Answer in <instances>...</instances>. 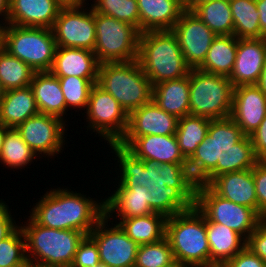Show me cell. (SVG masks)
<instances>
[{
  "mask_svg": "<svg viewBox=\"0 0 266 267\" xmlns=\"http://www.w3.org/2000/svg\"><path fill=\"white\" fill-rule=\"evenodd\" d=\"M217 36L234 35V21L229 0H211L197 5L193 10Z\"/></svg>",
  "mask_w": 266,
  "mask_h": 267,
  "instance_id": "1f68e13d",
  "label": "cell"
},
{
  "mask_svg": "<svg viewBox=\"0 0 266 267\" xmlns=\"http://www.w3.org/2000/svg\"><path fill=\"white\" fill-rule=\"evenodd\" d=\"M109 223V224H108ZM104 216L89 233L99 249L100 263L108 267H134L139 245Z\"/></svg>",
  "mask_w": 266,
  "mask_h": 267,
  "instance_id": "9a60e30c",
  "label": "cell"
},
{
  "mask_svg": "<svg viewBox=\"0 0 266 267\" xmlns=\"http://www.w3.org/2000/svg\"><path fill=\"white\" fill-rule=\"evenodd\" d=\"M24 267H45V266L35 265L28 262Z\"/></svg>",
  "mask_w": 266,
  "mask_h": 267,
  "instance_id": "91938a15",
  "label": "cell"
},
{
  "mask_svg": "<svg viewBox=\"0 0 266 267\" xmlns=\"http://www.w3.org/2000/svg\"><path fill=\"white\" fill-rule=\"evenodd\" d=\"M9 0H0V28L8 24Z\"/></svg>",
  "mask_w": 266,
  "mask_h": 267,
  "instance_id": "816d5d0a",
  "label": "cell"
},
{
  "mask_svg": "<svg viewBox=\"0 0 266 267\" xmlns=\"http://www.w3.org/2000/svg\"><path fill=\"white\" fill-rule=\"evenodd\" d=\"M256 85L266 95V58H265V62H264V66H263L262 72L260 74L259 80H258Z\"/></svg>",
  "mask_w": 266,
  "mask_h": 267,
  "instance_id": "db71d44e",
  "label": "cell"
},
{
  "mask_svg": "<svg viewBox=\"0 0 266 267\" xmlns=\"http://www.w3.org/2000/svg\"><path fill=\"white\" fill-rule=\"evenodd\" d=\"M118 144L125 147L136 158L151 159L158 164H178L184 157L175 134L122 137Z\"/></svg>",
  "mask_w": 266,
  "mask_h": 267,
  "instance_id": "ac0fdd59",
  "label": "cell"
},
{
  "mask_svg": "<svg viewBox=\"0 0 266 267\" xmlns=\"http://www.w3.org/2000/svg\"><path fill=\"white\" fill-rule=\"evenodd\" d=\"M61 8L52 27L57 47L94 51L96 29L91 6Z\"/></svg>",
  "mask_w": 266,
  "mask_h": 267,
  "instance_id": "5bb4252c",
  "label": "cell"
},
{
  "mask_svg": "<svg viewBox=\"0 0 266 267\" xmlns=\"http://www.w3.org/2000/svg\"><path fill=\"white\" fill-rule=\"evenodd\" d=\"M62 8L84 7L89 5L88 0H56Z\"/></svg>",
  "mask_w": 266,
  "mask_h": 267,
  "instance_id": "f5cc1de1",
  "label": "cell"
},
{
  "mask_svg": "<svg viewBox=\"0 0 266 267\" xmlns=\"http://www.w3.org/2000/svg\"><path fill=\"white\" fill-rule=\"evenodd\" d=\"M152 100L168 114L178 119L190 114L189 73L183 78L153 85Z\"/></svg>",
  "mask_w": 266,
  "mask_h": 267,
  "instance_id": "f1b7e54d",
  "label": "cell"
},
{
  "mask_svg": "<svg viewBox=\"0 0 266 267\" xmlns=\"http://www.w3.org/2000/svg\"><path fill=\"white\" fill-rule=\"evenodd\" d=\"M178 165L182 182L195 196L212 188L211 174L199 160L184 156Z\"/></svg>",
  "mask_w": 266,
  "mask_h": 267,
  "instance_id": "f35d334b",
  "label": "cell"
},
{
  "mask_svg": "<svg viewBox=\"0 0 266 267\" xmlns=\"http://www.w3.org/2000/svg\"><path fill=\"white\" fill-rule=\"evenodd\" d=\"M234 21V36L238 39L261 38L259 13L255 0H229Z\"/></svg>",
  "mask_w": 266,
  "mask_h": 267,
  "instance_id": "e575fe53",
  "label": "cell"
},
{
  "mask_svg": "<svg viewBox=\"0 0 266 267\" xmlns=\"http://www.w3.org/2000/svg\"><path fill=\"white\" fill-rule=\"evenodd\" d=\"M4 89L2 88V86H1V83H0V102H1V100H2V98H3V95H4Z\"/></svg>",
  "mask_w": 266,
  "mask_h": 267,
  "instance_id": "94428289",
  "label": "cell"
},
{
  "mask_svg": "<svg viewBox=\"0 0 266 267\" xmlns=\"http://www.w3.org/2000/svg\"><path fill=\"white\" fill-rule=\"evenodd\" d=\"M99 263L98 246L95 241L87 235L79 243L73 263L70 267H95Z\"/></svg>",
  "mask_w": 266,
  "mask_h": 267,
  "instance_id": "ee69618b",
  "label": "cell"
},
{
  "mask_svg": "<svg viewBox=\"0 0 266 267\" xmlns=\"http://www.w3.org/2000/svg\"><path fill=\"white\" fill-rule=\"evenodd\" d=\"M244 136L241 128L230 117L210 120L208 134L192 157L199 160L214 179L226 173V153Z\"/></svg>",
  "mask_w": 266,
  "mask_h": 267,
  "instance_id": "7c38bea8",
  "label": "cell"
},
{
  "mask_svg": "<svg viewBox=\"0 0 266 267\" xmlns=\"http://www.w3.org/2000/svg\"><path fill=\"white\" fill-rule=\"evenodd\" d=\"M27 263L25 236L19 226L9 237L0 241V267H24Z\"/></svg>",
  "mask_w": 266,
  "mask_h": 267,
  "instance_id": "b9f144b4",
  "label": "cell"
},
{
  "mask_svg": "<svg viewBox=\"0 0 266 267\" xmlns=\"http://www.w3.org/2000/svg\"><path fill=\"white\" fill-rule=\"evenodd\" d=\"M138 61L152 85L183 78L191 69L172 30L140 33Z\"/></svg>",
  "mask_w": 266,
  "mask_h": 267,
  "instance_id": "3957f363",
  "label": "cell"
},
{
  "mask_svg": "<svg viewBox=\"0 0 266 267\" xmlns=\"http://www.w3.org/2000/svg\"><path fill=\"white\" fill-rule=\"evenodd\" d=\"M246 246L266 263V221L264 219L250 234Z\"/></svg>",
  "mask_w": 266,
  "mask_h": 267,
  "instance_id": "bcb514c9",
  "label": "cell"
},
{
  "mask_svg": "<svg viewBox=\"0 0 266 267\" xmlns=\"http://www.w3.org/2000/svg\"><path fill=\"white\" fill-rule=\"evenodd\" d=\"M40 198L29 214L37 224L48 228L78 230L87 236L105 216L104 199L87 197L69 187L47 189Z\"/></svg>",
  "mask_w": 266,
  "mask_h": 267,
  "instance_id": "6da1fadb",
  "label": "cell"
},
{
  "mask_svg": "<svg viewBox=\"0 0 266 267\" xmlns=\"http://www.w3.org/2000/svg\"><path fill=\"white\" fill-rule=\"evenodd\" d=\"M99 65L91 50L57 47L50 72L56 77L98 78Z\"/></svg>",
  "mask_w": 266,
  "mask_h": 267,
  "instance_id": "603a6c76",
  "label": "cell"
},
{
  "mask_svg": "<svg viewBox=\"0 0 266 267\" xmlns=\"http://www.w3.org/2000/svg\"><path fill=\"white\" fill-rule=\"evenodd\" d=\"M36 153L21 138L15 128H9L5 132L3 147L0 153V163L5 168L23 170L37 159ZM23 168V169H22Z\"/></svg>",
  "mask_w": 266,
  "mask_h": 267,
  "instance_id": "d6a6232c",
  "label": "cell"
},
{
  "mask_svg": "<svg viewBox=\"0 0 266 267\" xmlns=\"http://www.w3.org/2000/svg\"><path fill=\"white\" fill-rule=\"evenodd\" d=\"M210 120L190 114L178 119L175 136L184 156H192L198 145L206 138Z\"/></svg>",
  "mask_w": 266,
  "mask_h": 267,
  "instance_id": "836d02e7",
  "label": "cell"
},
{
  "mask_svg": "<svg viewBox=\"0 0 266 267\" xmlns=\"http://www.w3.org/2000/svg\"><path fill=\"white\" fill-rule=\"evenodd\" d=\"M255 156L259 160L266 157V116L259 127L250 135Z\"/></svg>",
  "mask_w": 266,
  "mask_h": 267,
  "instance_id": "681fc988",
  "label": "cell"
},
{
  "mask_svg": "<svg viewBox=\"0 0 266 267\" xmlns=\"http://www.w3.org/2000/svg\"><path fill=\"white\" fill-rule=\"evenodd\" d=\"M206 234L210 247V267H223L246 247L247 240L226 225L206 219Z\"/></svg>",
  "mask_w": 266,
  "mask_h": 267,
  "instance_id": "4316f807",
  "label": "cell"
},
{
  "mask_svg": "<svg viewBox=\"0 0 266 267\" xmlns=\"http://www.w3.org/2000/svg\"><path fill=\"white\" fill-rule=\"evenodd\" d=\"M81 113L86 114V132H94V137H101L107 144L118 143L126 132L129 114L97 83L91 88L86 111Z\"/></svg>",
  "mask_w": 266,
  "mask_h": 267,
  "instance_id": "30bf717a",
  "label": "cell"
},
{
  "mask_svg": "<svg viewBox=\"0 0 266 267\" xmlns=\"http://www.w3.org/2000/svg\"><path fill=\"white\" fill-rule=\"evenodd\" d=\"M177 126L178 118L168 114L152 100L129 113L128 126L123 137L174 135Z\"/></svg>",
  "mask_w": 266,
  "mask_h": 267,
  "instance_id": "ffe728a7",
  "label": "cell"
},
{
  "mask_svg": "<svg viewBox=\"0 0 266 267\" xmlns=\"http://www.w3.org/2000/svg\"><path fill=\"white\" fill-rule=\"evenodd\" d=\"M257 197V213L266 217V162L259 160L252 168Z\"/></svg>",
  "mask_w": 266,
  "mask_h": 267,
  "instance_id": "f6af8a7d",
  "label": "cell"
},
{
  "mask_svg": "<svg viewBox=\"0 0 266 267\" xmlns=\"http://www.w3.org/2000/svg\"><path fill=\"white\" fill-rule=\"evenodd\" d=\"M30 86L40 113L57 116L65 122L68 121L69 113L67 112L70 110L66 107L58 77L50 71L35 72Z\"/></svg>",
  "mask_w": 266,
  "mask_h": 267,
  "instance_id": "484cf974",
  "label": "cell"
},
{
  "mask_svg": "<svg viewBox=\"0 0 266 267\" xmlns=\"http://www.w3.org/2000/svg\"><path fill=\"white\" fill-rule=\"evenodd\" d=\"M111 152L114 153V160H117L119 168L115 183L121 187L145 186L152 189L164 188L166 186L176 188L193 206L196 196L184 185L179 174V165L173 163L158 164L156 161L148 159H138L125 147L118 143L107 144Z\"/></svg>",
  "mask_w": 266,
  "mask_h": 267,
  "instance_id": "7a4b0ae2",
  "label": "cell"
},
{
  "mask_svg": "<svg viewBox=\"0 0 266 267\" xmlns=\"http://www.w3.org/2000/svg\"><path fill=\"white\" fill-rule=\"evenodd\" d=\"M266 58V38L238 39L236 59L228 77L234 87L256 85Z\"/></svg>",
  "mask_w": 266,
  "mask_h": 267,
  "instance_id": "d6986e66",
  "label": "cell"
},
{
  "mask_svg": "<svg viewBox=\"0 0 266 267\" xmlns=\"http://www.w3.org/2000/svg\"><path fill=\"white\" fill-rule=\"evenodd\" d=\"M97 84L129 114L152 101L153 85L138 60L99 65Z\"/></svg>",
  "mask_w": 266,
  "mask_h": 267,
  "instance_id": "8992f818",
  "label": "cell"
},
{
  "mask_svg": "<svg viewBox=\"0 0 266 267\" xmlns=\"http://www.w3.org/2000/svg\"><path fill=\"white\" fill-rule=\"evenodd\" d=\"M58 79L67 109H76V112L86 111L91 88L97 83L98 78L69 76L58 77Z\"/></svg>",
  "mask_w": 266,
  "mask_h": 267,
  "instance_id": "74e56055",
  "label": "cell"
},
{
  "mask_svg": "<svg viewBox=\"0 0 266 267\" xmlns=\"http://www.w3.org/2000/svg\"><path fill=\"white\" fill-rule=\"evenodd\" d=\"M33 69L6 50L0 51V83L4 91L27 87L34 75Z\"/></svg>",
  "mask_w": 266,
  "mask_h": 267,
  "instance_id": "d590c367",
  "label": "cell"
},
{
  "mask_svg": "<svg viewBox=\"0 0 266 267\" xmlns=\"http://www.w3.org/2000/svg\"><path fill=\"white\" fill-rule=\"evenodd\" d=\"M165 267H188L185 264L180 263L179 261L175 260L174 262H172L171 264L165 266Z\"/></svg>",
  "mask_w": 266,
  "mask_h": 267,
  "instance_id": "6f0895ef",
  "label": "cell"
},
{
  "mask_svg": "<svg viewBox=\"0 0 266 267\" xmlns=\"http://www.w3.org/2000/svg\"><path fill=\"white\" fill-rule=\"evenodd\" d=\"M6 201L0 199V241L9 237L20 225L12 216ZM18 224V225H17Z\"/></svg>",
  "mask_w": 266,
  "mask_h": 267,
  "instance_id": "c3c4849f",
  "label": "cell"
},
{
  "mask_svg": "<svg viewBox=\"0 0 266 267\" xmlns=\"http://www.w3.org/2000/svg\"><path fill=\"white\" fill-rule=\"evenodd\" d=\"M238 38L234 35L216 36L204 62L197 68L209 74L229 77L235 63Z\"/></svg>",
  "mask_w": 266,
  "mask_h": 267,
  "instance_id": "4dcf8cb0",
  "label": "cell"
},
{
  "mask_svg": "<svg viewBox=\"0 0 266 267\" xmlns=\"http://www.w3.org/2000/svg\"><path fill=\"white\" fill-rule=\"evenodd\" d=\"M20 227L29 263L45 267H70L79 243L86 236L78 230H59L37 224L30 216ZM24 223V224H23Z\"/></svg>",
  "mask_w": 266,
  "mask_h": 267,
  "instance_id": "277c9868",
  "label": "cell"
},
{
  "mask_svg": "<svg viewBox=\"0 0 266 267\" xmlns=\"http://www.w3.org/2000/svg\"><path fill=\"white\" fill-rule=\"evenodd\" d=\"M186 64L197 69L205 60L216 34L192 11L185 9L174 25Z\"/></svg>",
  "mask_w": 266,
  "mask_h": 267,
  "instance_id": "2e32d148",
  "label": "cell"
},
{
  "mask_svg": "<svg viewBox=\"0 0 266 267\" xmlns=\"http://www.w3.org/2000/svg\"><path fill=\"white\" fill-rule=\"evenodd\" d=\"M57 45L52 29L7 24L3 49L28 64L34 72L50 71Z\"/></svg>",
  "mask_w": 266,
  "mask_h": 267,
  "instance_id": "52a82bcc",
  "label": "cell"
},
{
  "mask_svg": "<svg viewBox=\"0 0 266 267\" xmlns=\"http://www.w3.org/2000/svg\"><path fill=\"white\" fill-rule=\"evenodd\" d=\"M94 12L114 17L134 26L140 32V15L137 0H91Z\"/></svg>",
  "mask_w": 266,
  "mask_h": 267,
  "instance_id": "ab89813d",
  "label": "cell"
},
{
  "mask_svg": "<svg viewBox=\"0 0 266 267\" xmlns=\"http://www.w3.org/2000/svg\"><path fill=\"white\" fill-rule=\"evenodd\" d=\"M190 115L211 120L228 118L234 86L226 76L190 69Z\"/></svg>",
  "mask_w": 266,
  "mask_h": 267,
  "instance_id": "ba28073f",
  "label": "cell"
},
{
  "mask_svg": "<svg viewBox=\"0 0 266 267\" xmlns=\"http://www.w3.org/2000/svg\"><path fill=\"white\" fill-rule=\"evenodd\" d=\"M68 124L61 118L39 113L29 117L15 129L21 138L42 160H55L54 156L62 153L66 145ZM67 126V127H66ZM41 154V155H40ZM50 158V159H48Z\"/></svg>",
  "mask_w": 266,
  "mask_h": 267,
  "instance_id": "4fadbf2b",
  "label": "cell"
},
{
  "mask_svg": "<svg viewBox=\"0 0 266 267\" xmlns=\"http://www.w3.org/2000/svg\"><path fill=\"white\" fill-rule=\"evenodd\" d=\"M217 195L257 212V197L252 169L221 174L211 188Z\"/></svg>",
  "mask_w": 266,
  "mask_h": 267,
  "instance_id": "cb8c5ba5",
  "label": "cell"
},
{
  "mask_svg": "<svg viewBox=\"0 0 266 267\" xmlns=\"http://www.w3.org/2000/svg\"><path fill=\"white\" fill-rule=\"evenodd\" d=\"M95 267H108L107 265L105 264H102V263H99L98 265H96Z\"/></svg>",
  "mask_w": 266,
  "mask_h": 267,
  "instance_id": "6125c7cd",
  "label": "cell"
},
{
  "mask_svg": "<svg viewBox=\"0 0 266 267\" xmlns=\"http://www.w3.org/2000/svg\"><path fill=\"white\" fill-rule=\"evenodd\" d=\"M150 196L148 204L155 212L166 218L189 210L193 205L176 189L166 186L164 188H147Z\"/></svg>",
  "mask_w": 266,
  "mask_h": 267,
  "instance_id": "8d00e7d4",
  "label": "cell"
},
{
  "mask_svg": "<svg viewBox=\"0 0 266 267\" xmlns=\"http://www.w3.org/2000/svg\"><path fill=\"white\" fill-rule=\"evenodd\" d=\"M258 161L250 136H244L226 153V173L252 169Z\"/></svg>",
  "mask_w": 266,
  "mask_h": 267,
  "instance_id": "7bdbcfd3",
  "label": "cell"
},
{
  "mask_svg": "<svg viewBox=\"0 0 266 267\" xmlns=\"http://www.w3.org/2000/svg\"><path fill=\"white\" fill-rule=\"evenodd\" d=\"M166 217L159 213L131 218H117V223L127 236L138 245L150 244L165 237ZM119 222H118V221Z\"/></svg>",
  "mask_w": 266,
  "mask_h": 267,
  "instance_id": "f546056e",
  "label": "cell"
},
{
  "mask_svg": "<svg viewBox=\"0 0 266 267\" xmlns=\"http://www.w3.org/2000/svg\"><path fill=\"white\" fill-rule=\"evenodd\" d=\"M165 237L175 260L188 267H210L206 218L195 205L166 219Z\"/></svg>",
  "mask_w": 266,
  "mask_h": 267,
  "instance_id": "5b68a950",
  "label": "cell"
},
{
  "mask_svg": "<svg viewBox=\"0 0 266 267\" xmlns=\"http://www.w3.org/2000/svg\"><path fill=\"white\" fill-rule=\"evenodd\" d=\"M261 29V38H266V0H255Z\"/></svg>",
  "mask_w": 266,
  "mask_h": 267,
  "instance_id": "f907efd6",
  "label": "cell"
},
{
  "mask_svg": "<svg viewBox=\"0 0 266 267\" xmlns=\"http://www.w3.org/2000/svg\"><path fill=\"white\" fill-rule=\"evenodd\" d=\"M211 0H182L185 9L192 11L197 5Z\"/></svg>",
  "mask_w": 266,
  "mask_h": 267,
  "instance_id": "11a10c76",
  "label": "cell"
},
{
  "mask_svg": "<svg viewBox=\"0 0 266 267\" xmlns=\"http://www.w3.org/2000/svg\"><path fill=\"white\" fill-rule=\"evenodd\" d=\"M31 86L4 92L0 102V124L16 128L29 117L39 114Z\"/></svg>",
  "mask_w": 266,
  "mask_h": 267,
  "instance_id": "83f0119b",
  "label": "cell"
},
{
  "mask_svg": "<svg viewBox=\"0 0 266 267\" xmlns=\"http://www.w3.org/2000/svg\"><path fill=\"white\" fill-rule=\"evenodd\" d=\"M3 49V28H0V51Z\"/></svg>",
  "mask_w": 266,
  "mask_h": 267,
  "instance_id": "680465c9",
  "label": "cell"
},
{
  "mask_svg": "<svg viewBox=\"0 0 266 267\" xmlns=\"http://www.w3.org/2000/svg\"><path fill=\"white\" fill-rule=\"evenodd\" d=\"M140 33L172 30L185 10L182 0H137Z\"/></svg>",
  "mask_w": 266,
  "mask_h": 267,
  "instance_id": "d4e9b609",
  "label": "cell"
},
{
  "mask_svg": "<svg viewBox=\"0 0 266 267\" xmlns=\"http://www.w3.org/2000/svg\"><path fill=\"white\" fill-rule=\"evenodd\" d=\"M61 8L56 0H9L8 24L52 29Z\"/></svg>",
  "mask_w": 266,
  "mask_h": 267,
  "instance_id": "7402d4cb",
  "label": "cell"
},
{
  "mask_svg": "<svg viewBox=\"0 0 266 267\" xmlns=\"http://www.w3.org/2000/svg\"><path fill=\"white\" fill-rule=\"evenodd\" d=\"M174 261L169 241L164 237L154 243L139 245L134 267H165Z\"/></svg>",
  "mask_w": 266,
  "mask_h": 267,
  "instance_id": "60d3db41",
  "label": "cell"
},
{
  "mask_svg": "<svg viewBox=\"0 0 266 267\" xmlns=\"http://www.w3.org/2000/svg\"><path fill=\"white\" fill-rule=\"evenodd\" d=\"M266 116V95L257 85L234 87L230 118L250 136Z\"/></svg>",
  "mask_w": 266,
  "mask_h": 267,
  "instance_id": "e0dca14e",
  "label": "cell"
},
{
  "mask_svg": "<svg viewBox=\"0 0 266 267\" xmlns=\"http://www.w3.org/2000/svg\"><path fill=\"white\" fill-rule=\"evenodd\" d=\"M98 62H128L138 60L140 32L132 25L114 17L94 12Z\"/></svg>",
  "mask_w": 266,
  "mask_h": 267,
  "instance_id": "9c48e42d",
  "label": "cell"
},
{
  "mask_svg": "<svg viewBox=\"0 0 266 267\" xmlns=\"http://www.w3.org/2000/svg\"><path fill=\"white\" fill-rule=\"evenodd\" d=\"M195 206L207 220L228 226L246 240L263 220L253 208L231 202L212 189L198 194Z\"/></svg>",
  "mask_w": 266,
  "mask_h": 267,
  "instance_id": "8fae6325",
  "label": "cell"
},
{
  "mask_svg": "<svg viewBox=\"0 0 266 267\" xmlns=\"http://www.w3.org/2000/svg\"><path fill=\"white\" fill-rule=\"evenodd\" d=\"M223 267H266V263L246 246Z\"/></svg>",
  "mask_w": 266,
  "mask_h": 267,
  "instance_id": "7dc6e473",
  "label": "cell"
},
{
  "mask_svg": "<svg viewBox=\"0 0 266 267\" xmlns=\"http://www.w3.org/2000/svg\"><path fill=\"white\" fill-rule=\"evenodd\" d=\"M9 128L5 127L3 124H0V153H1V149L3 147V142H4V137H5V132L8 130Z\"/></svg>",
  "mask_w": 266,
  "mask_h": 267,
  "instance_id": "9f6ffc18",
  "label": "cell"
},
{
  "mask_svg": "<svg viewBox=\"0 0 266 267\" xmlns=\"http://www.w3.org/2000/svg\"><path fill=\"white\" fill-rule=\"evenodd\" d=\"M114 185V192L107 193L109 196L104 198L105 216L110 222H114L117 218H131L155 213L148 204L150 193L147 187Z\"/></svg>",
  "mask_w": 266,
  "mask_h": 267,
  "instance_id": "44dd1931",
  "label": "cell"
}]
</instances>
